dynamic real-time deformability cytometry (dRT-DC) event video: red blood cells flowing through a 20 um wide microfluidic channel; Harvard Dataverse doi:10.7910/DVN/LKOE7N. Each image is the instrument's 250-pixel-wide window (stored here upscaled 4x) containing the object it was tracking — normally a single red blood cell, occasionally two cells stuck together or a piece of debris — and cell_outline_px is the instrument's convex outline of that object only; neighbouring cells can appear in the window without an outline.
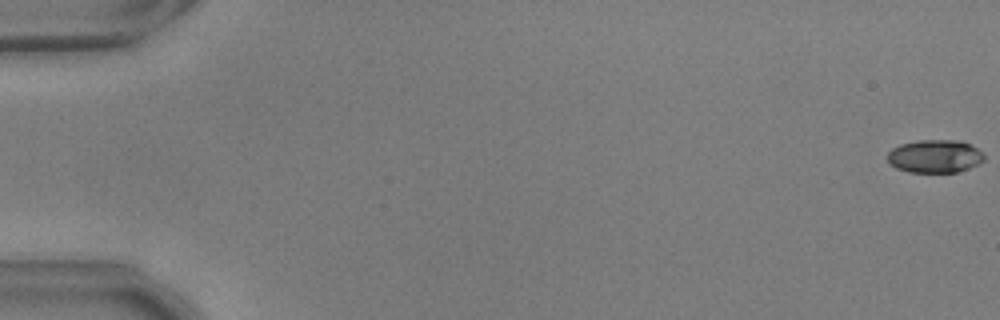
{"species": "common noctule bat (a hibernating species)", "species_latin": "Nyctalus noctula", "temperature_condition": "warm", "stored_images_in_passage": 56, "camera_frame_rate_fps": 3000, "um_per_image_px": 0.085, "animal": {"sex": "male", "body_mass_g": 17.9, "forearm_length_mm": 54.2}, "frame": {"image": 1, "passage_image": 1, "time_ms": 0.0, "image_size_px": [1000, 320], "cell_outline_px": [[984, 160], [968, 168], [956, 172], [908, 172], [896, 168], [888, 160], [888, 152], [892, 148], [900, 144], [916, 140], [960, 140], [984, 152]], "centroid_in_image_um": [79.45, 13.27], "position_along_channel_um": 5.5, "area_um2": 18.55}}
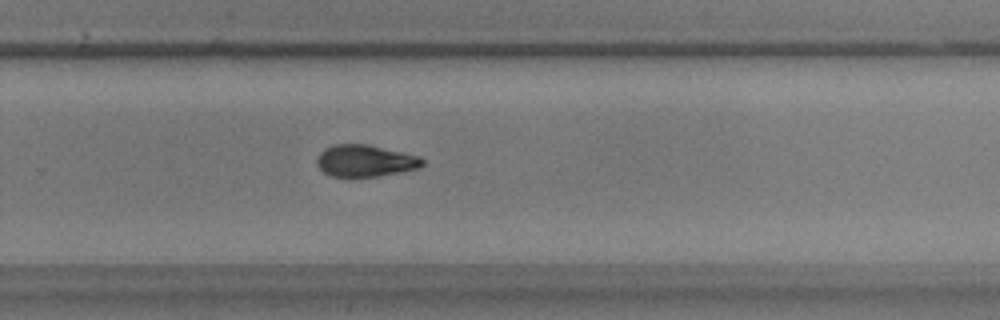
{"frame": {"image": 2, "passage_image": 38, "time_ms": 12.333, "image_size_px": [1000, 320], "cell_outline_px": [[424, 164], [420, 168], [380, 176], [332, 176], [324, 172], [316, 164], [316, 160], [320, 152], [324, 148], [332, 144], [368, 144], [420, 156], [424, 160]], "centroid_in_image_um": [31.05, 13.65], "position_along_channel_um": 298.7, "area_um2": 19.65}}
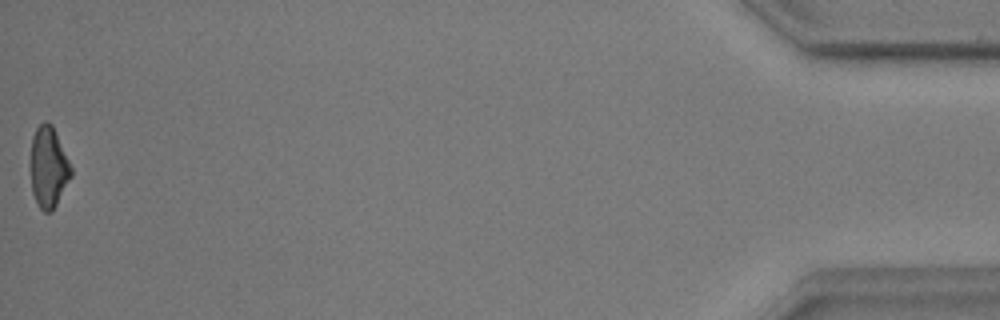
{"frame": {"image": 3, "passage_image": 56, "time_ms": 18.333, "image_size_px": [1000, 320], "cell_outline_px": [[72, 176], [52, 212], [44, 212], [40, 208], [32, 192], [28, 164], [32, 136], [36, 128], [44, 120], [52, 124], [72, 168]], "centroid_in_image_um": [4.08, 14.2], "position_along_channel_um": 431.1, "area_um2": 19.59}, "authors_computed_cell_mechanics": {"area_um2": 19.8254, "velocity_mm_per_s": 3.7147, "shape_relaxation_time_tau1_ms": 4.944, "shape_relaxation_time_tau2_ms": 6.0583, "deformation_change_tau1": 0.1806, "deformation_change_tau2": 0.1323}}